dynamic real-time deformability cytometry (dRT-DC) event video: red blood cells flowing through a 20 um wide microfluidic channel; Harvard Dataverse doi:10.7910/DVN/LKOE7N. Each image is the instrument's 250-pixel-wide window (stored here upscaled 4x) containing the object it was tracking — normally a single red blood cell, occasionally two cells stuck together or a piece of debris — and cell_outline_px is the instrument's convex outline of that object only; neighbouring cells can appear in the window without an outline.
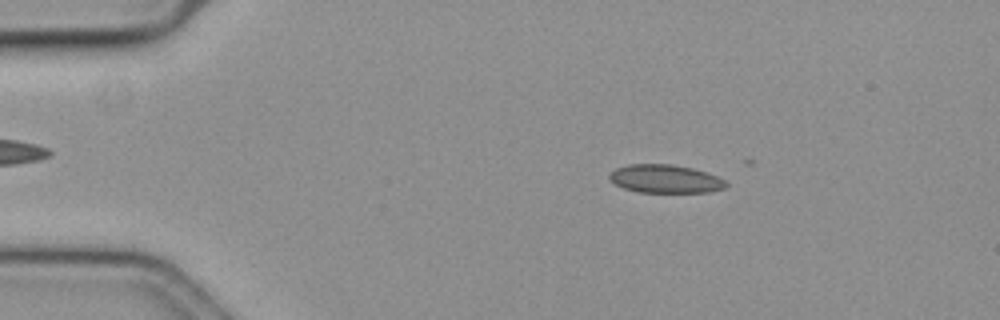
{"species": "common noctule bat (a hibernating species)", "species_latin": "Nyctalus noctula", "temperature_condition": "cold", "stored_images_in_passage": 49, "camera_frame_rate_fps": 3000, "um_per_image_px": 0.085, "animal": {"sex": "female", "body_mass_g": 19.3, "forearm_length_mm": 54.1}, "frame": {"image": 1, "passage_image": 10, "time_ms": 3.0, "image_size_px": [1000, 320], "cell_outline_px": [[728, 184], [724, 188], [712, 192], [636, 192], [624, 188], [616, 184], [608, 176], [616, 168], [628, 164], [668, 164], [692, 168], [716, 176], [724, 180]], "centroid_in_image_um": [56.55, 15.21], "position_along_channel_um": 28.5, "area_um2": 19.02}}
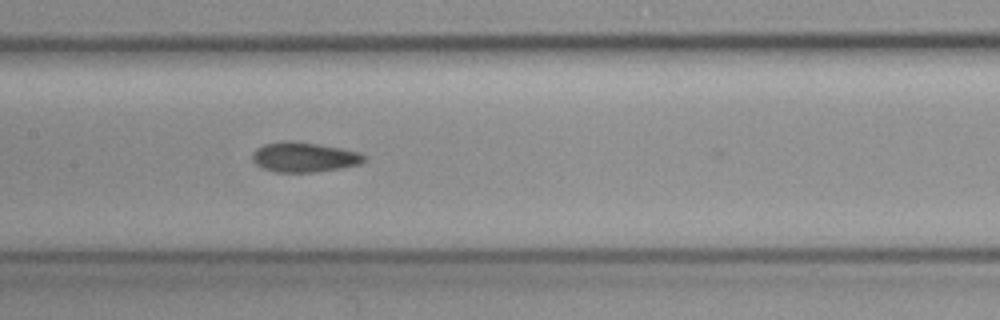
{"frame": {"image": 2, "passage_image": 28, "time_ms": 9.0, "image_size_px": [1000, 320], "cell_outline_px": [[364, 160], [360, 164], [340, 168], [316, 172], [276, 172], [260, 168], [252, 160], [252, 152], [256, 148], [264, 144], [280, 140], [296, 140], [340, 148], [356, 152], [364, 156]], "centroid_in_image_um": [25.76, 13.35], "position_along_channel_um": 181.6, "area_um2": 19.59}}
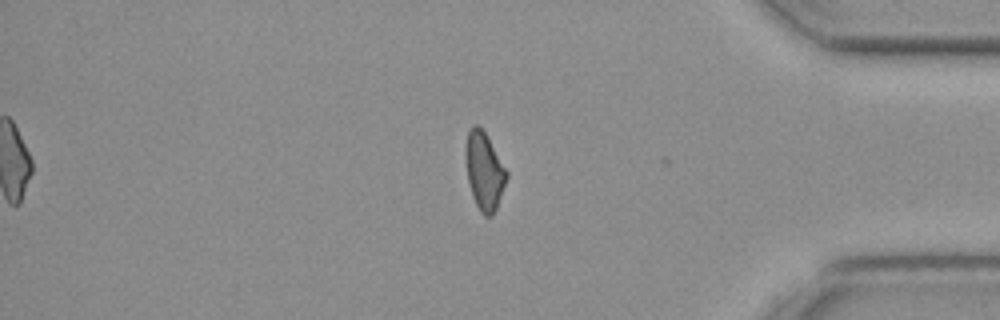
{"frame": {"image": 3, "passage_image": 48, "time_ms": 15.667, "image_size_px": [1000, 320], "cell_outline_px": [[508, 176], [496, 208], [492, 216], [484, 216], [480, 212], [472, 196], [468, 180], [464, 152], [464, 148], [468, 132], [472, 124], [476, 124], [484, 132], [508, 172]], "centroid_in_image_um": [41.14, 14.54], "position_along_channel_um": 394.1, "area_um2": 18.38}, "authors_computed_cell_mechanics": {"area_um2": 19.2474, "velocity_mm_per_s": 3.6162, "shape_relaxation_time_tau1_ms": null, "shape_relaxation_time_tau2_ms": 3.598, "deformation_change_tau1": null, "deformation_change_tau2": 0.0737}}